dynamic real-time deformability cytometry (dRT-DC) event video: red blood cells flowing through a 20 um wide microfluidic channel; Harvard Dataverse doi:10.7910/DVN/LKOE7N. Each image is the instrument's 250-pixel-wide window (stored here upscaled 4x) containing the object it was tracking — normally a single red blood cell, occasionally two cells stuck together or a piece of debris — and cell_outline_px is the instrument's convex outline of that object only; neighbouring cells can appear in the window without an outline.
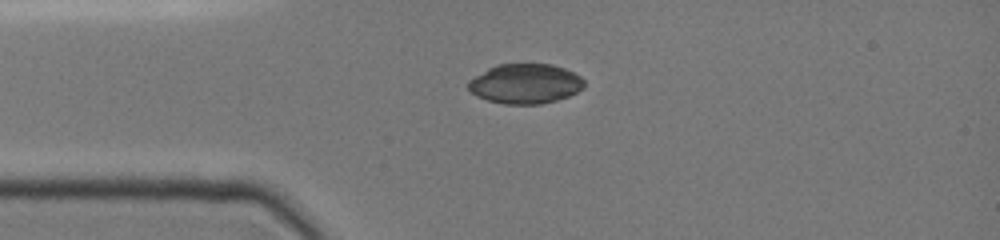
{"species": "common noctule bat (a hibernating species)", "species_latin": "Nyctalus noctula", "temperature_condition": "cold", "stored_images_in_passage": 52, "camera_frame_rate_fps": 3000, "um_per_image_px": 0.085, "animal": {"sex": "female", "body_mass_g": 19.0, "forearm_length_mm": 51.5}, "frame": {"image": 1, "passage_image": 1, "time_ms": 0.0, "image_size_px": [1000, 240], "cell_outline_px": [[584, 88], [568, 96], [556, 100], [540, 104], [504, 104], [488, 100], [476, 96], [468, 88], [468, 80], [488, 68], [496, 64], [552, 64], [564, 68], [580, 76], [584, 80]], "centroid_in_image_um": [44.64, 7.11], "position_along_channel_um": 40.4, "area_um2": 26.88}}
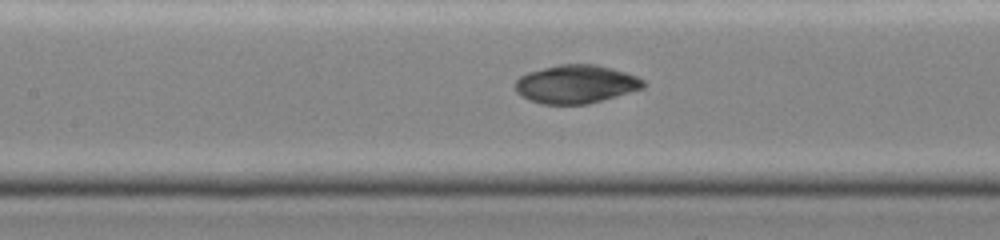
{"frame": {"image": 2, "passage_image": 14, "time_ms": 3.333, "image_size_px": [1000, 240], "cell_outline_px": [[648, 84], [644, 88], [600, 100], [584, 104], [544, 104], [528, 100], [516, 92], [516, 80], [520, 76], [528, 72], [560, 64], [596, 64], [612, 68], [636, 76], [644, 80]], "centroid_in_image_um": [48.96, 7.14], "position_along_channel_um": 158.4, "area_um2": 28.44}}
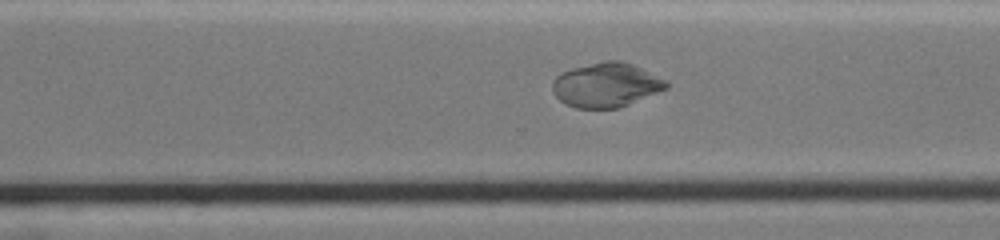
{"frame": {"image": 3, "passage_image": 32, "time_ms": 7.333, "image_size_px": [1000, 240], "cell_outline_px": [[668, 88], [628, 104], [616, 108], [576, 108], [564, 104], [552, 92], [552, 80], [560, 72], [572, 68], [604, 60], [620, 60], [632, 64], [668, 80]], "centroid_in_image_um": [51.5, 7.21], "position_along_channel_um": 319.1, "area_um2": 29.54}}